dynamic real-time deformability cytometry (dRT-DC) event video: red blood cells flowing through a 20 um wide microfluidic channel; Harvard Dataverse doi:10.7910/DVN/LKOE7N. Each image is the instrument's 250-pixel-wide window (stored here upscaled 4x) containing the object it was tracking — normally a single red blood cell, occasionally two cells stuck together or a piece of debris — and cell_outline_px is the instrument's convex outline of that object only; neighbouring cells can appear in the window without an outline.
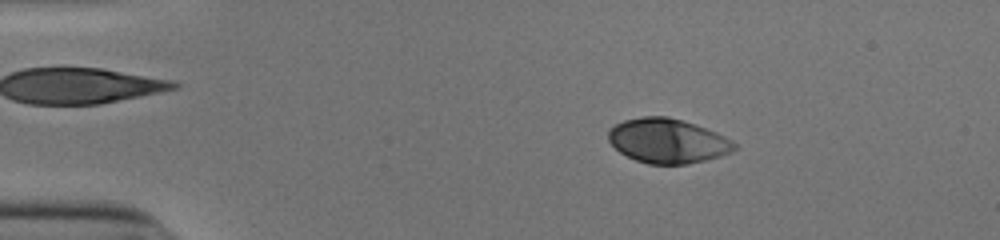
{"species": "human", "species_latin": "Homo sapiens", "temperature_condition": "cold", "stored_images_in_passage": 52, "camera_frame_rate_fps": 3000, "um_per_image_px": 0.085, "donor": {"sex": "male"}, "frame": {"image": 1, "passage_image": 9, "time_ms": 2.667, "image_size_px": [1000, 240], "cell_outline_px": [[736, 148], [732, 152], [720, 156], [688, 164], [648, 164], [636, 160], [620, 152], [608, 140], [608, 128], [624, 120], [644, 116], [668, 116], [716, 132], [732, 140], [736, 144]], "centroid_in_image_um": [56.73, 11.98], "position_along_channel_um": 28.3, "area_um2": 32.48}}
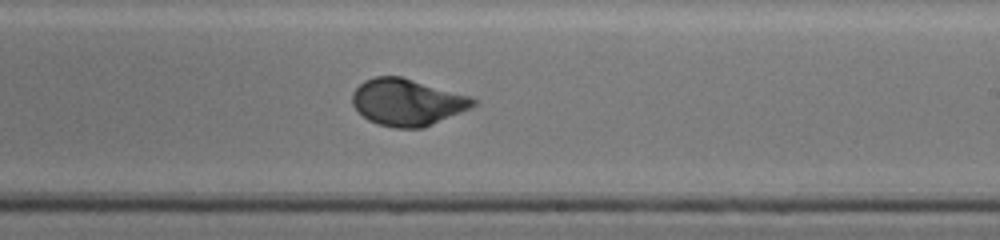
{"frame": {"image": 2, "passage_image": 32, "time_ms": 10.333, "image_size_px": [1000, 240], "cell_outline_px": [[480, 100], [476, 104], [460, 112], [424, 128], [392, 128], [368, 120], [352, 104], [352, 92], [364, 80], [376, 76], [400, 76], [472, 96]], "centroid_in_image_um": [34.63, 8.68], "position_along_channel_um": 254.4, "area_um2": 32.89}}
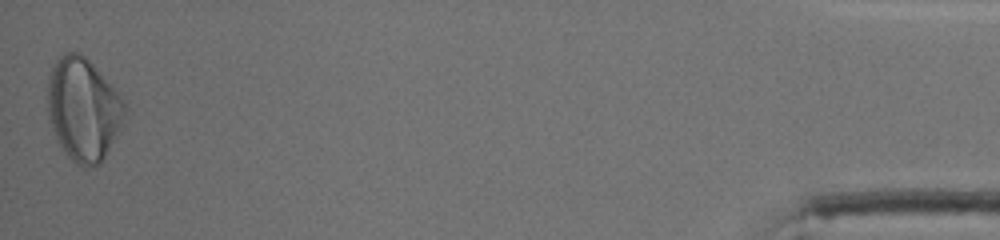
{"frame": {"image": 3, "passage_image": 52, "time_ms": 17.0, "image_size_px": [1000, 240], "cell_outline_px": [[128, 108], [124, 124], [100, 164], [76, 164], [68, 156], [56, 140], [48, 116], [48, 76], [56, 60], [64, 52], [76, 52], [84, 56], [92, 64], [124, 100]], "centroid_in_image_um": [7.09, 9.28], "position_along_channel_um": 428.1, "area_um2": 46.01}, "authors_computed_cell_mechanics": {"area_um2": 32.8304, "velocity_mm_per_s": 3.8943, "shape_relaxation_time_tau1_ms": 3.4407, "shape_relaxation_time_tau2_ms": null, "deformation_change_tau1": 0.1465, "deformation_change_tau2": null}}